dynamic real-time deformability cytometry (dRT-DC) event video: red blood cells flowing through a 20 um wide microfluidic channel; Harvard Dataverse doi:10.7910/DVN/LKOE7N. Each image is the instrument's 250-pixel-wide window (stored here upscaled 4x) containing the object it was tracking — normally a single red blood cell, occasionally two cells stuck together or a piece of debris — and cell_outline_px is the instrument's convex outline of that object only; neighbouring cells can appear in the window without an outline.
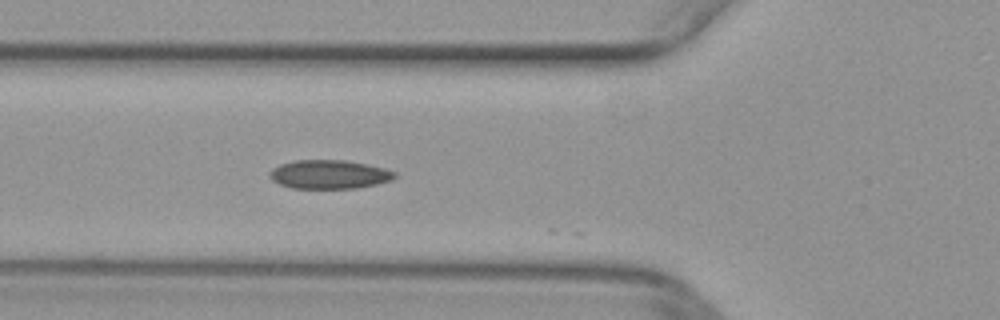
{"species": "common noctule bat (a hibernating species)", "species_latin": "Nyctalus noctula", "temperature_condition": "warm", "stored_images_in_passage": 15, "camera_frame_rate_fps": 3000, "um_per_image_px": 0.085, "animal": {"sex": "female", "body_mass_g": 29.2, "forearm_length_mm": 56.3}, "frame": {"image": 1, "passage_image": 13, "time_ms": 4.0, "image_size_px": [1000, 320], "cell_outline_px": [[396, 176], [392, 180], [376, 184], [356, 188], [292, 188], [280, 184], [272, 180], [268, 176], [268, 172], [272, 168], [280, 164], [296, 160], [344, 160], [368, 164], [384, 168], [396, 172]], "centroid_in_image_um": [27.97, 14.82], "position_along_channel_um": 97.8, "area_um2": 21.04}}